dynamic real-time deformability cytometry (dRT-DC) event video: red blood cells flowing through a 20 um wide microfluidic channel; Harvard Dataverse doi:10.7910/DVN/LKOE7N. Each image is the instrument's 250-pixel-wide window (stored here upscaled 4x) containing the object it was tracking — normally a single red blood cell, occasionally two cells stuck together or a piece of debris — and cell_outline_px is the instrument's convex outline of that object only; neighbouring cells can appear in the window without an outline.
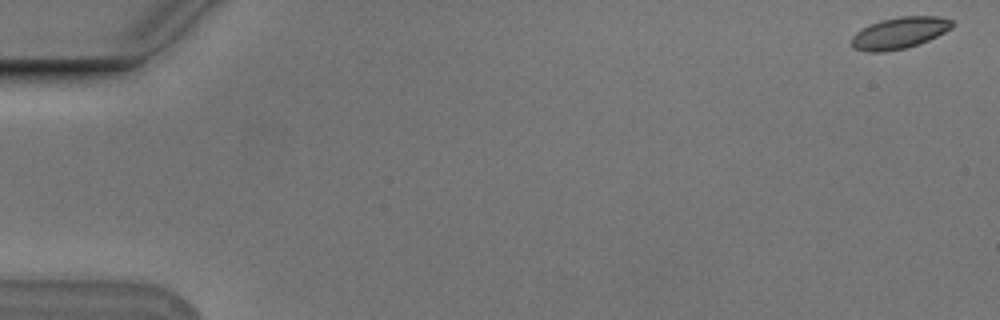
{"species": "Egyptian fruit bat (a non-hibernating species)", "species_latin": "Rousettus aegyptiacus", "temperature_condition": "cold", "stored_images_in_passage": 55, "camera_frame_rate_fps": 3000, "um_per_image_px": 0.085, "animal": {"sex": "male"}, "frame": {"image": 1, "passage_image": 1, "time_ms": 0.0, "image_size_px": [1000, 320], "cell_outline_px": [[956, 24], [952, 28], [928, 40], [908, 48], [884, 52], [868, 52], [852, 48], [852, 36], [856, 32], [880, 20], [900, 16], [936, 16], [952, 20]], "centroid_in_image_um": [76.47, 2.8], "position_along_channel_um": 8.5, "area_um2": 18.5}}
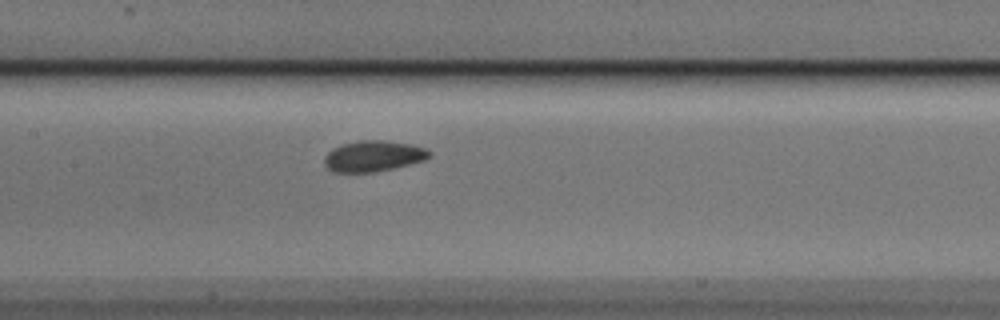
{"frame": {"image": 2, "passage_image": 27, "time_ms": 8.667, "image_size_px": [1000, 320], "cell_outline_px": [[432, 156], [424, 160], [376, 172], [332, 172], [324, 164], [324, 156], [332, 148], [340, 144], [360, 140], [380, 140], [412, 144], [428, 148], [432, 152]], "centroid_in_image_um": [31.74, 13.26], "position_along_channel_um": 175.7, "area_um2": 19.07}}
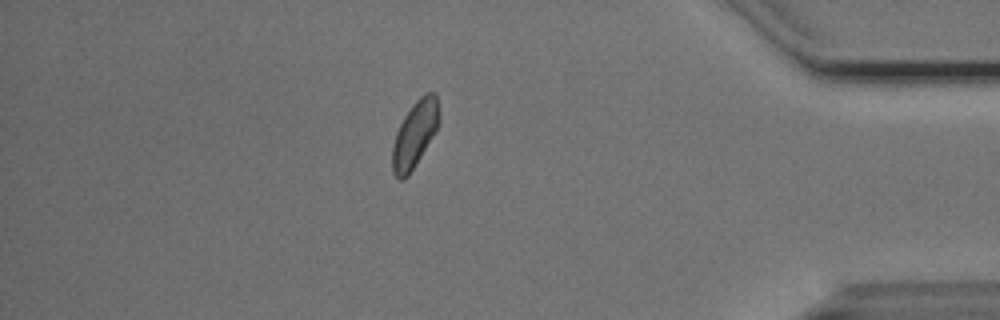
{"frame": {"image": 3, "passage_image": 48, "time_ms": 15.667, "image_size_px": [1000, 320], "cell_outline_px": [[440, 120], [432, 136], [408, 176], [404, 180], [400, 180], [392, 172], [392, 144], [396, 132], [404, 116], [412, 104], [424, 92], [436, 92], [440, 112]], "centroid_in_image_um": [35.25, 11.37], "position_along_channel_um": 400.0, "area_um2": 18.03}, "authors_computed_cell_mechanics": {"area_um2": 18.3804, "velocity_mm_per_s": 3.7213, "shape_relaxation_time_tau1_ms": 2.9978, "shape_relaxation_time_tau2_ms": 4.5406, "deformation_change_tau1": 0.0686, "deformation_change_tau2": 0.0923}}